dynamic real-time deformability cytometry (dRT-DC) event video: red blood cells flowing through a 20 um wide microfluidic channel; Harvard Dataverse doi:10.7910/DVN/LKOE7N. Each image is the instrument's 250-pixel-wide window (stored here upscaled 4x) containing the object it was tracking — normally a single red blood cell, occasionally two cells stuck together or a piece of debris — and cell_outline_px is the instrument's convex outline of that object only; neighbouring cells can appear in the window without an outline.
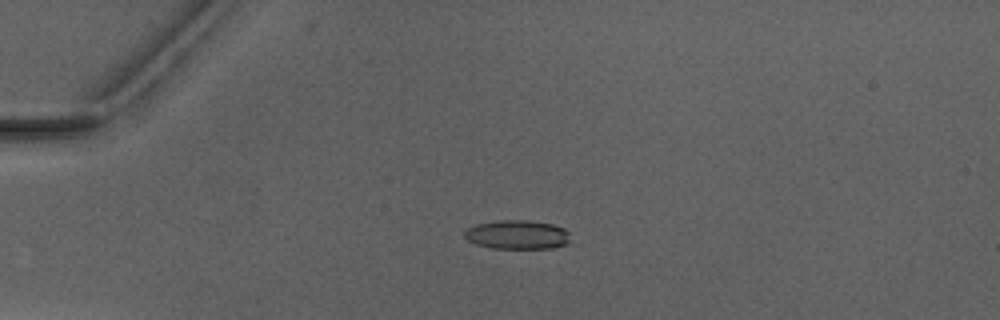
{"species": "Egyptian fruit bat (a non-hibernating species)", "species_latin": "Rousettus aegyptiacus", "temperature_condition": "warm", "stored_images_in_passage": 5, "camera_frame_rate_fps": 3000, "um_per_image_px": 0.085, "animal": {"sex": "male"}, "frame": {"image": 1, "passage_image": 4, "time_ms": 3.333, "image_size_px": [1000, 320], "cell_outline_px": [[568, 244], [552, 248], [492, 248], [476, 244], [468, 240], [464, 236], [464, 232], [468, 228], [476, 224], [500, 220], [528, 220], [552, 224], [564, 228], [568, 232]], "centroid_in_image_um": [43.96, 19.94], "position_along_channel_um": 41.0, "area_um2": 17.8}}